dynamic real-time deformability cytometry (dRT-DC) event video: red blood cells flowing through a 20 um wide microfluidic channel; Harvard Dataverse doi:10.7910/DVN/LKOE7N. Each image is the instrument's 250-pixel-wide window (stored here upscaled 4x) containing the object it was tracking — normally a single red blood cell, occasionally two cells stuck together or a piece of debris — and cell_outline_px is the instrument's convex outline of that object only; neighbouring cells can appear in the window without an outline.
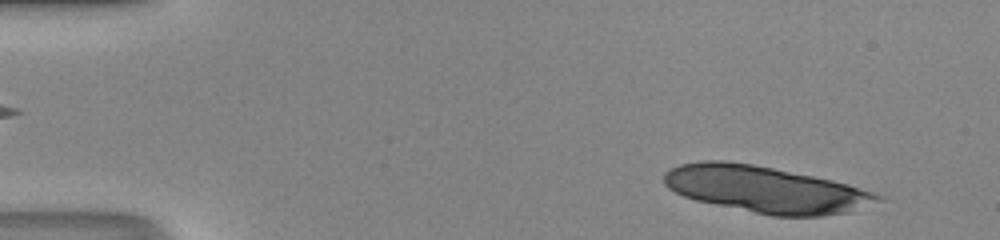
{"species": "human", "species_latin": "Homo sapiens", "temperature_condition": "room temperature", "stored_images_in_passage": 13, "camera_frame_rate_fps": 3000, "um_per_image_px": 0.085, "donor": {"sex": "male"}, "frame": {"image": 1, "passage_image": 2, "time_ms": 0.333, "image_size_px": [1000, 240], "cell_outline_px": [[888, 200], [848, 212], [820, 216], [772, 216], [696, 200], [684, 196], [668, 188], [664, 184], [664, 172], [680, 164], [704, 160], [724, 160], [752, 164], [832, 180], [848, 184], [884, 196]], "centroid_in_image_um": [65.1, 16.1], "position_along_channel_um": 19.9, "area_um2": 57.68}}